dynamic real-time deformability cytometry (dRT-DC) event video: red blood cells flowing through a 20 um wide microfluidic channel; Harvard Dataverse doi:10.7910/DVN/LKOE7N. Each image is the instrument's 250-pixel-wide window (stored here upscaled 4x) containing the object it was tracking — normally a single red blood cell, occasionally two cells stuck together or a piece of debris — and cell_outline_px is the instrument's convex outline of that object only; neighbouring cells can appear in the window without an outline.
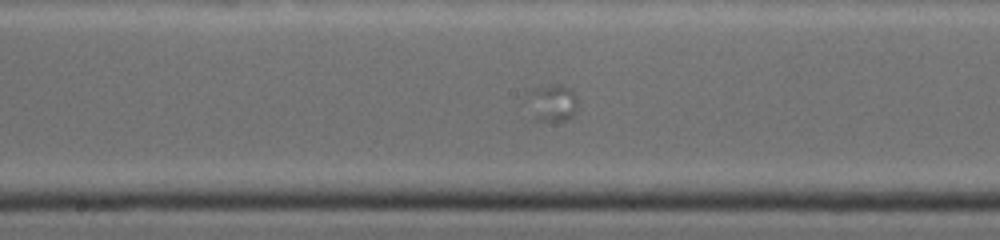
{"species": "common noctule bat (a hibernating species)", "species_latin": "Nyctalus noctula", "temperature_condition": "warm", "stored_images_in_passage": 39, "camera_frame_rate_fps": 4500, "um_per_image_px": 0.085, "animal": {"sex": "female", "body_mass_g": 19.0, "forearm_length_mm": 53.3}, "frame": {"image": 1, "passage_image": 29, "time_ms": 6.444, "image_size_px": [1000, 240], "cell_outline_px": [[576, 112], [568, 120], [540, 120], [536, 116], [528, 96], [528, 92], [552, 84], [560, 84], [568, 88], [576, 96]], "centroid_in_image_um": [47.03, 8.72], "position_along_channel_um": 201.2, "area_um2": 10.12}}